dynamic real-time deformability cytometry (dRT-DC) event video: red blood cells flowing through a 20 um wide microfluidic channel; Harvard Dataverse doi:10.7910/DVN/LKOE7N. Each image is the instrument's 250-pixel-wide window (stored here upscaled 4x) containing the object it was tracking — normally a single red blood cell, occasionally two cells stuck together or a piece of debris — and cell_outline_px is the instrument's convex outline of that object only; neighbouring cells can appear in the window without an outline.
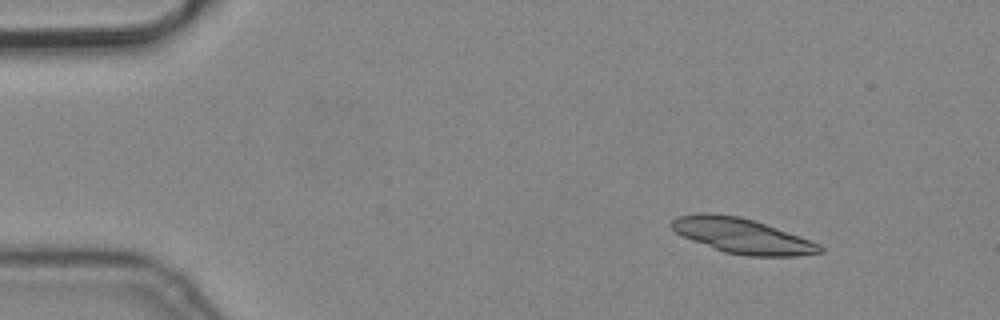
{"species": "common noctule bat (a hibernating species)", "species_latin": "Nyctalus noctula", "temperature_condition": "cold", "stored_images_in_passage": 5, "camera_frame_rate_fps": 3000, "um_per_image_px": 0.085, "animal": {"sex": "male", "body_mass_g": 19.2, "forearm_length_mm": 51.8}, "frame": {"image": 1, "passage_image": 1, "time_ms": 0.0, "image_size_px": [1000, 320], "cell_outline_px": [[824, 252], [800, 256], [748, 256], [724, 252], [692, 240], [676, 232], [668, 224], [676, 216], [704, 212], [740, 216], [764, 224], [820, 244], [824, 248]], "centroid_in_image_um": [63.06, 20.05], "position_along_channel_um": 21.9, "area_um2": 30.0}}